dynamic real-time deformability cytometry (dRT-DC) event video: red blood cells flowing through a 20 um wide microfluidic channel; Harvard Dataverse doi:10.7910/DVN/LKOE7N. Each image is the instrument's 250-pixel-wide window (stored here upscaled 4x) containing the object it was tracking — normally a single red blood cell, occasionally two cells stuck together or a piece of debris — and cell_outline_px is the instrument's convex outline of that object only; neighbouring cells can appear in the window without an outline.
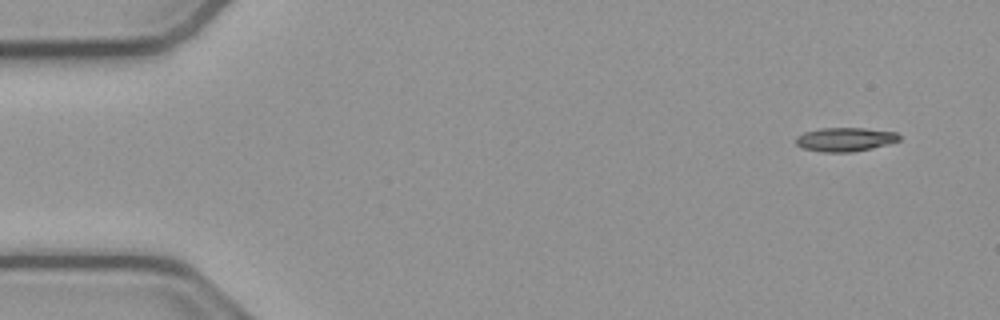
{"species": "common noctule bat (a hibernating species)", "species_latin": "Nyctalus noctula", "temperature_condition": "cold", "stored_images_in_passage": 50, "camera_frame_rate_fps": 3000, "um_per_image_px": 0.085, "animal": {"sex": "male", "body_mass_g": 23.1, "forearm_length_mm": 52.7}, "frame": {"image": 1, "passage_image": 1, "time_ms": 0.0, "image_size_px": [1000, 320], "cell_outline_px": [[900, 140], [888, 144], [872, 148], [852, 152], [824, 152], [800, 148], [796, 144], [796, 136], [804, 132], [820, 128], [864, 128], [896, 132], [900, 136]], "centroid_in_image_um": [71.81, 11.85], "position_along_channel_um": 13.2, "area_um2": 14.45}}
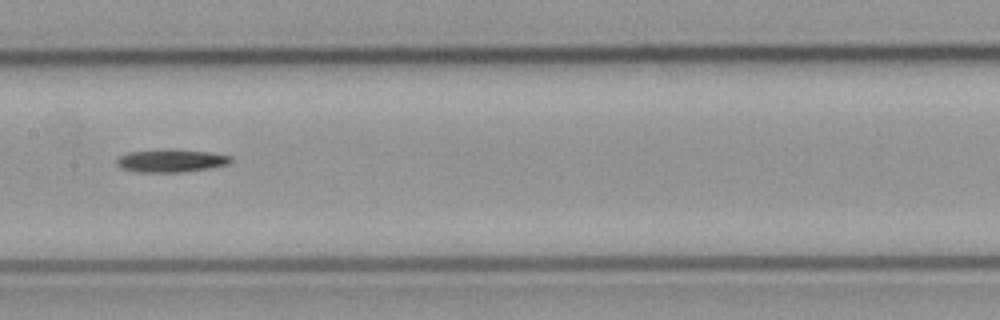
{"frame": {"image": 2, "passage_image": 24, "time_ms": 7.667, "image_size_px": [1000, 320], "cell_outline_px": [[232, 160], [228, 164], [208, 168], [180, 172], [136, 172], [120, 168], [116, 164], [116, 160], [120, 156], [128, 152], [164, 148], [172, 148], [212, 152], [232, 156]], "centroid_in_image_um": [14.52, 13.64], "position_along_channel_um": 192.9, "area_um2": 15.55}}
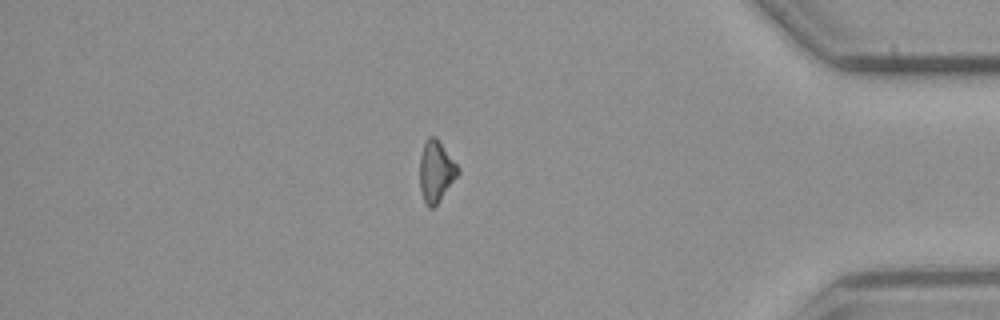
{"frame": {"image": 3, "passage_image": 43, "time_ms": 14.0, "image_size_px": [1000, 320], "cell_outline_px": [[460, 172], [436, 204], [432, 208], [428, 208], [424, 200], [420, 188], [420, 156], [424, 144], [428, 136], [436, 136], [460, 168]], "centroid_in_image_um": [37.06, 14.53], "position_along_channel_um": 398.1, "area_um2": 13.47}}